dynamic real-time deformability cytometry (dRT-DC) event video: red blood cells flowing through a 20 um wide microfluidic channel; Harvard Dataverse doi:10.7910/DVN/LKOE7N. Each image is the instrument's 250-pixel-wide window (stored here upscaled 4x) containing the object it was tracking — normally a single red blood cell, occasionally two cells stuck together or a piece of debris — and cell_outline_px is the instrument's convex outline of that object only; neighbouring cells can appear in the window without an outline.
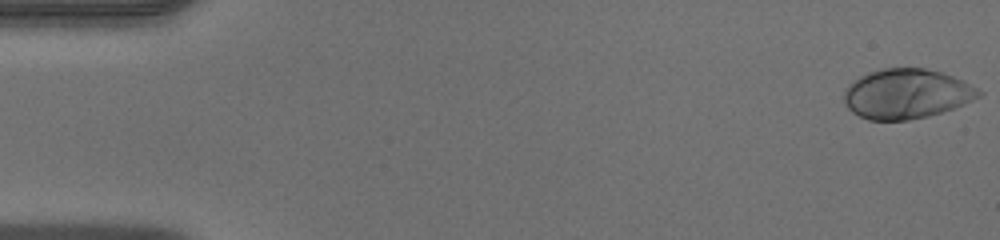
{"species": "human", "species_latin": "Homo sapiens", "temperature_condition": "warm", "stored_images_in_passage": 47, "camera_frame_rate_fps": 3000, "um_per_image_px": 0.085, "donor": {"sex": "male"}, "frame": {"image": 1, "passage_image": 1, "time_ms": 0.0, "image_size_px": [1000, 240], "cell_outline_px": [[984, 92], [980, 96], [964, 104], [928, 116], [908, 120], [868, 120], [852, 112], [844, 104], [844, 92], [848, 84], [860, 76], [868, 72], [884, 68], [924, 68], [940, 72], [952, 76]], "centroid_in_image_um": [77.01, 7.98], "position_along_channel_um": 8.0, "area_um2": 38.84}}
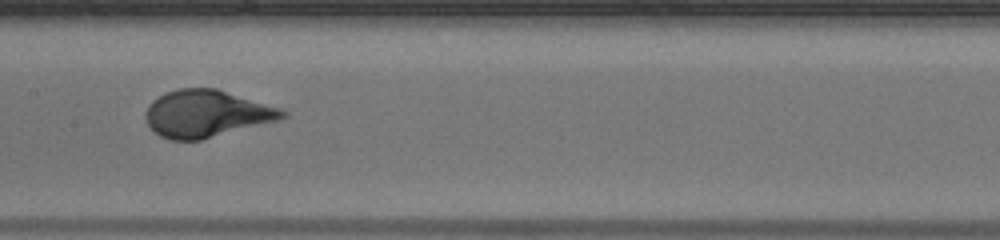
{"frame": {"image": 2, "passage_image": 24, "time_ms": 7.667, "image_size_px": [1000, 240], "cell_outline_px": [[288, 116], [276, 120], [200, 140], [172, 140], [160, 136], [148, 124], [144, 116], [144, 112], [148, 104], [152, 100], [168, 92], [180, 88], [216, 88], [280, 108], [288, 112]], "centroid_in_image_um": [17.52, 9.65], "position_along_channel_um": 189.9, "area_um2": 37.11}}
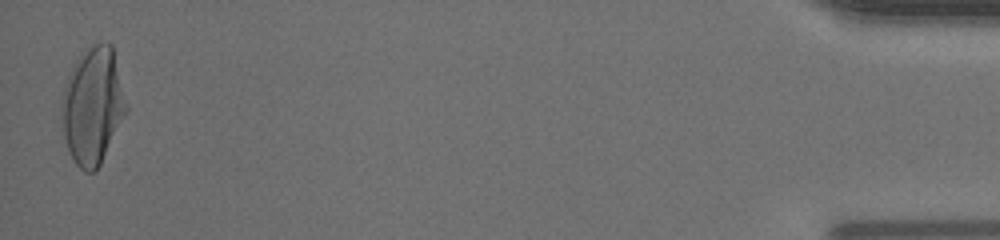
{"frame": {"image": 3, "passage_image": 47, "time_ms": 15.333, "image_size_px": [1000, 240], "cell_outline_px": [[128, 108], [96, 172], [84, 172], [76, 164], [68, 148], [64, 136], [60, 108], [60, 100], [72, 64], [80, 52], [92, 44], [112, 44]], "centroid_in_image_um": [7.86, 8.97], "position_along_channel_um": 427.3, "area_um2": 43.87}}